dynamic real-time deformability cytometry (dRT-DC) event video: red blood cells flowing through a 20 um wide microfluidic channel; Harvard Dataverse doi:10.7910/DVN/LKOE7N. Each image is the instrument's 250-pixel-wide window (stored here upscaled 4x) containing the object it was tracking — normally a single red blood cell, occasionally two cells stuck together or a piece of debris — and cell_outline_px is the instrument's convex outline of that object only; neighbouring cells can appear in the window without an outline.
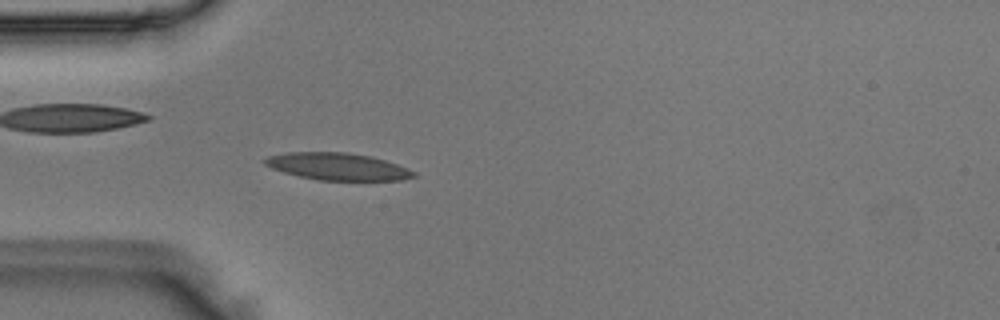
{"species": "Egyptian fruit bat (a non-hibernating species)", "species_latin": "Rousettus aegyptiacus", "temperature_condition": "room temperature", "stored_images_in_passage": 49, "camera_frame_rate_fps": 3000, "um_per_image_px": 0.085, "animal": {"sex": "male"}, "frame": {"image": 1, "passage_image": 14, "time_ms": 4.333, "image_size_px": [1000, 320], "cell_outline_px": [[416, 176], [404, 180], [316, 180], [284, 172], [272, 168], [264, 164], [260, 160], [268, 156], [288, 152], [348, 152], [372, 156], [408, 168], [416, 172]], "centroid_in_image_um": [28.69, 14.15], "position_along_channel_um": 56.3, "area_um2": 23.64}}
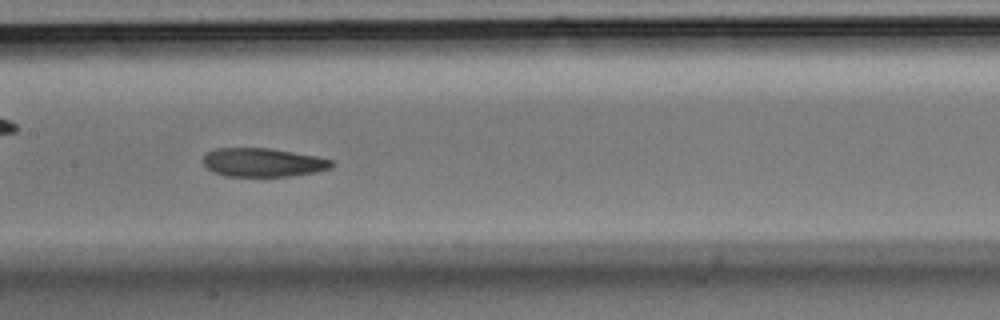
{"frame": {"image": 2, "passage_image": 24, "time_ms": 7.667, "image_size_px": [1000, 320], "cell_outline_px": [[336, 164], [332, 168], [316, 172], [288, 176], [224, 176], [212, 172], [200, 160], [208, 152], [216, 148], [268, 148], [316, 156], [336, 160]], "centroid_in_image_um": [22.38, 13.81], "position_along_channel_um": 185.0, "area_um2": 21.68}}
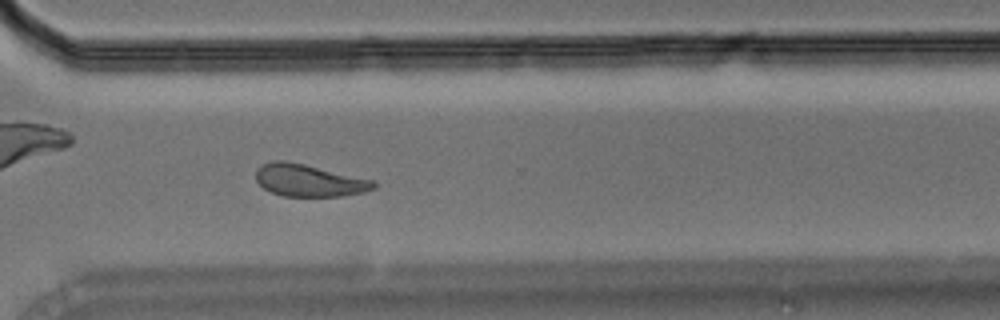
{"frame": {"image": 3, "passage_image": 36, "time_ms": 11.667, "image_size_px": [1000, 320], "cell_outline_px": [[376, 188], [364, 192], [344, 196], [284, 196], [272, 192], [264, 188], [256, 180], [256, 168], [260, 164], [272, 160], [284, 160], [304, 164], [376, 180]], "centroid_in_image_um": [26.28, 15.32], "position_along_channel_um": 344.3, "area_um2": 22.31}}